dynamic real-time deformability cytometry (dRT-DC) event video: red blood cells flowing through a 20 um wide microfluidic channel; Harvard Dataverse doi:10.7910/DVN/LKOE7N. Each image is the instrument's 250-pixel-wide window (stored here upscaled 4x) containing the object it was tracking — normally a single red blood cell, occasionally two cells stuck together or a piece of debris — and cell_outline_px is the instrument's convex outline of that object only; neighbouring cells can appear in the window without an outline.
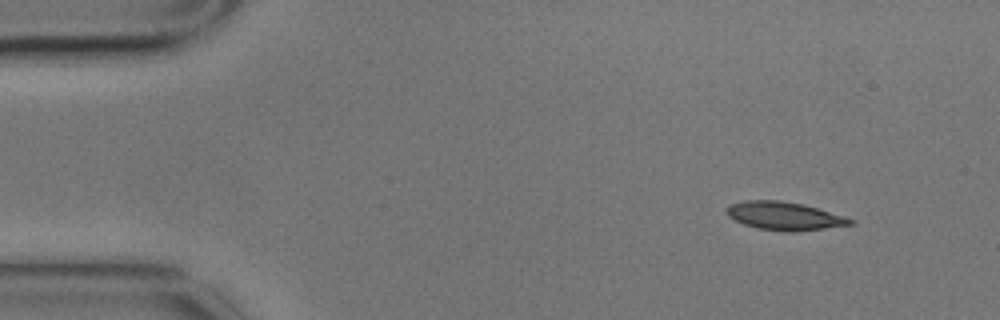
{"species": "common noctule bat (a hibernating species)", "species_latin": "Nyctalus noctula", "temperature_condition": "cold", "stored_images_in_passage": 4, "camera_frame_rate_fps": 3000, "um_per_image_px": 0.085, "animal": {"sex": "male", "body_mass_g": 17.9}, "frame": {"image": 1, "passage_image": 1, "time_ms": 0.0, "image_size_px": [1000, 320], "cell_outline_px": [[856, 224], [796, 232], [792, 232], [756, 228], [744, 224], [728, 216], [724, 212], [724, 208], [732, 204], [744, 200], [780, 200], [804, 204], [844, 216], [856, 220]], "centroid_in_image_um": [66.68, 18.35], "position_along_channel_um": 18.3, "area_um2": 20.52}}
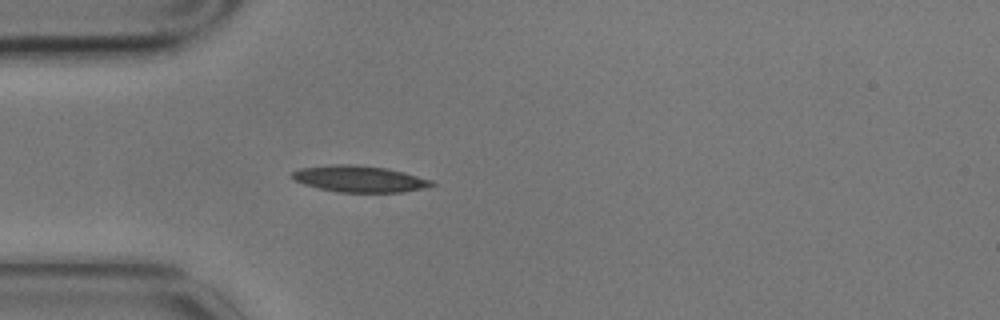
{"frame": {"image": 2, "passage_image": 4, "time_ms": 1.0, "image_size_px": [1000, 320], "cell_outline_px": [[436, 184], [424, 188], [400, 192], [336, 192], [304, 184], [292, 180], [288, 176], [292, 172], [300, 168], [332, 164], [356, 164], [388, 168], [404, 172], [432, 180]], "centroid_in_image_um": [30.51, 15.19], "position_along_channel_um": 54.5, "area_um2": 21.68}}